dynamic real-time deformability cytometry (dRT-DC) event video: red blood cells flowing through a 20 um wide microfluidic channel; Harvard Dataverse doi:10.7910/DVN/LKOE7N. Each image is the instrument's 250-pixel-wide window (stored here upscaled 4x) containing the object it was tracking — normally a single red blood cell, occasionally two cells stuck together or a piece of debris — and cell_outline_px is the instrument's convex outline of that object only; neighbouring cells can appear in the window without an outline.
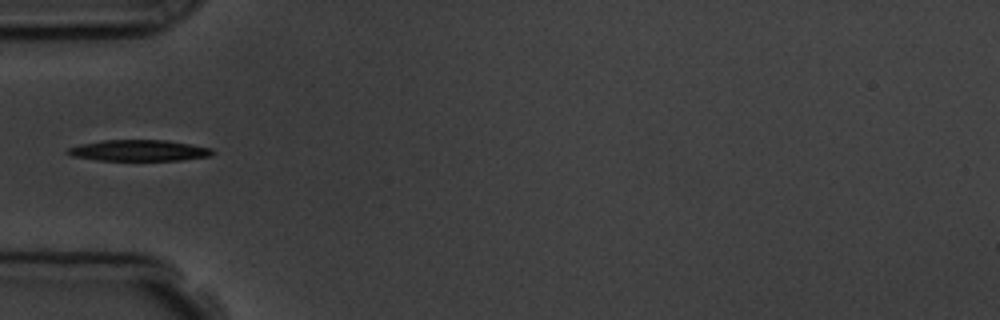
{"species": "common noctule bat (a hibernating species)", "species_latin": "Nyctalus noctula", "temperature_condition": "room temperature", "stored_images_in_passage": 7, "camera_frame_rate_fps": 3000, "um_per_image_px": 0.085, "animal": {"sex": "male", "body_mass_g": 19.5, "forearm_length_mm": 54.6}, "frame": {"image": 1, "passage_image": 6, "time_ms": 6.667, "image_size_px": [1000, 320], "cell_outline_px": [[216, 152], [208, 156], [180, 160], [100, 160], [72, 156], [64, 152], [68, 148], [80, 144], [104, 140], [168, 140], [212, 148]], "centroid_in_image_um": [11.8, 12.78], "position_along_channel_um": 73.2, "area_um2": 17.74}}